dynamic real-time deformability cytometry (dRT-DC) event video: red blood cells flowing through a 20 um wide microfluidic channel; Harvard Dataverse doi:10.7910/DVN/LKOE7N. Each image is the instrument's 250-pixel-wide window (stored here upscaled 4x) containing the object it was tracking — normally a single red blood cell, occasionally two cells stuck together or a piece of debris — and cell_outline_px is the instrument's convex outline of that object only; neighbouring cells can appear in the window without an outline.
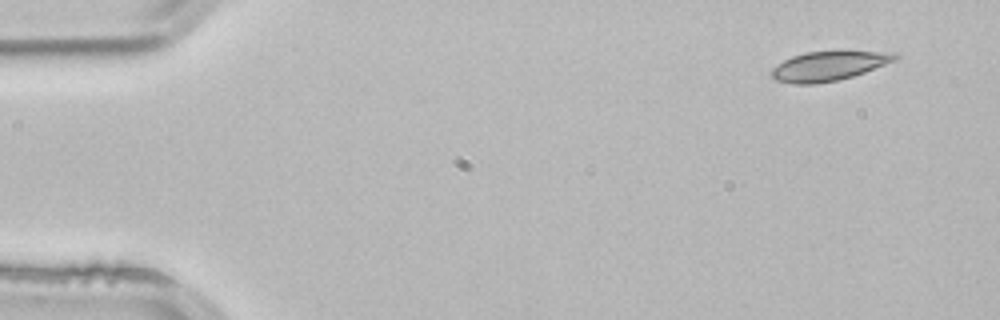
{"species": "common noctule bat (a hibernating species)", "species_latin": "Nyctalus noctula", "temperature_condition": "room temperature", "stored_images_in_passage": 3, "camera_frame_rate_fps": 3000, "um_per_image_px": 0.085, "animal": {"sex": "male", "body_mass_g": 21.5, "forearm_length_mm": 52.0}, "frame": {"image": 1, "passage_image": 1, "time_ms": 0.0, "image_size_px": [1000, 320], "cell_outline_px": [[900, 56], [896, 60], [864, 72], [840, 80], [812, 84], [792, 84], [776, 80], [772, 76], [772, 68], [784, 60], [792, 56], [804, 52], [840, 48], [896, 52]], "centroid_in_image_um": [70.52, 5.54], "position_along_channel_um": 14.5, "area_um2": 22.2}}